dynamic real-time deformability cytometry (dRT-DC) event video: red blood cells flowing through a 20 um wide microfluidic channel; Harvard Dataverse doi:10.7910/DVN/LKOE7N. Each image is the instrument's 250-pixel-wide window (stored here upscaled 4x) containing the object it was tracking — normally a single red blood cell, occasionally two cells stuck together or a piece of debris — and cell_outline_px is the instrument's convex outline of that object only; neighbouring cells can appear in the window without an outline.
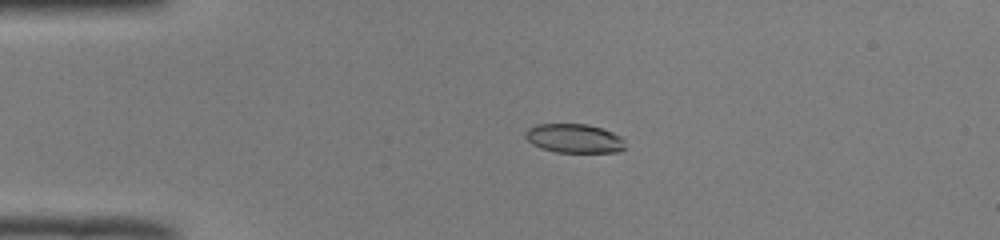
{"species": "common noctule bat (a hibernating species)", "species_latin": "Nyctalus noctula", "temperature_condition": "room temperature", "stored_images_in_passage": 51, "camera_frame_rate_fps": 3000, "um_per_image_px": 0.085, "animal": {"sex": "male", "body_mass_g": 19.0, "forearm_length_mm": 50.8}, "frame": {"image": 1, "passage_image": 12, "time_ms": 3.667, "image_size_px": [1000, 240], "cell_outline_px": [[628, 148], [620, 152], [556, 152], [540, 148], [532, 144], [524, 136], [524, 132], [528, 128], [536, 124], [588, 124], [604, 128], [620, 136], [624, 140]], "centroid_in_image_um": [48.84, 11.76], "position_along_channel_um": 36.2, "area_um2": 17.22}}
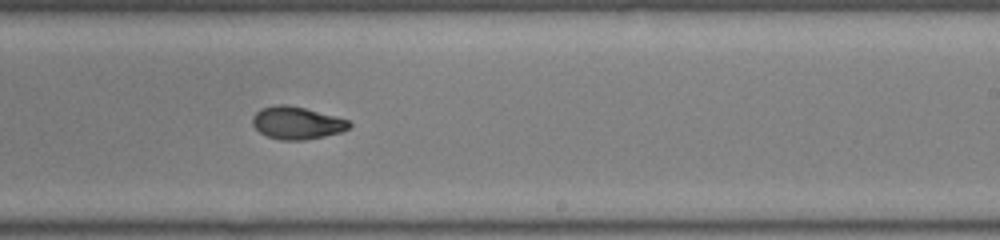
{"frame": {"image": 2, "passage_image": 32, "time_ms": 10.333, "image_size_px": [1000, 240], "cell_outline_px": [[352, 124], [348, 128], [340, 132], [324, 136], [304, 140], [280, 140], [268, 136], [260, 132], [252, 124], [252, 116], [260, 108], [276, 104], [284, 104], [304, 108], [336, 116], [348, 120]], "centroid_in_image_um": [25.21, 10.44], "position_along_channel_um": 263.8, "area_um2": 18.26}}
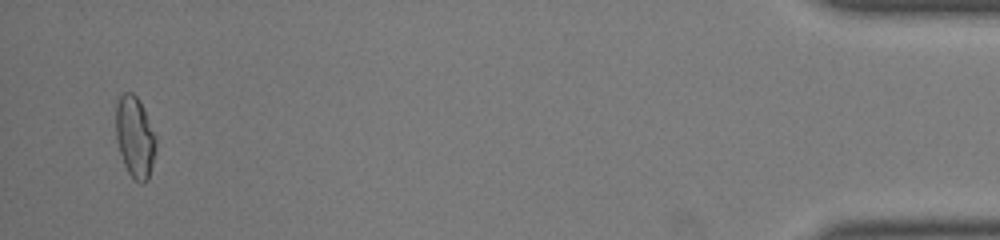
{"frame": {"image": 3, "passage_image": 50, "time_ms": 16.333, "image_size_px": [1000, 240], "cell_outline_px": [[156, 152], [148, 180], [144, 184], [140, 184], [128, 172], [124, 164], [116, 140], [116, 104], [120, 96], [124, 92], [132, 92], [140, 100], [156, 136]], "centroid_in_image_um": [11.48, 11.65], "position_along_channel_um": 423.7, "area_um2": 19.13}, "authors_computed_cell_mechanics": {"area_um2": 18.3804, "velocity_mm_per_s": 4.0044, "shape_relaxation_time_tau1_ms": 7.203, "shape_relaxation_time_tau2_ms": 1.6599, "deformation_change_tau1": 0.2165, "deformation_change_tau2": 0.0553}}